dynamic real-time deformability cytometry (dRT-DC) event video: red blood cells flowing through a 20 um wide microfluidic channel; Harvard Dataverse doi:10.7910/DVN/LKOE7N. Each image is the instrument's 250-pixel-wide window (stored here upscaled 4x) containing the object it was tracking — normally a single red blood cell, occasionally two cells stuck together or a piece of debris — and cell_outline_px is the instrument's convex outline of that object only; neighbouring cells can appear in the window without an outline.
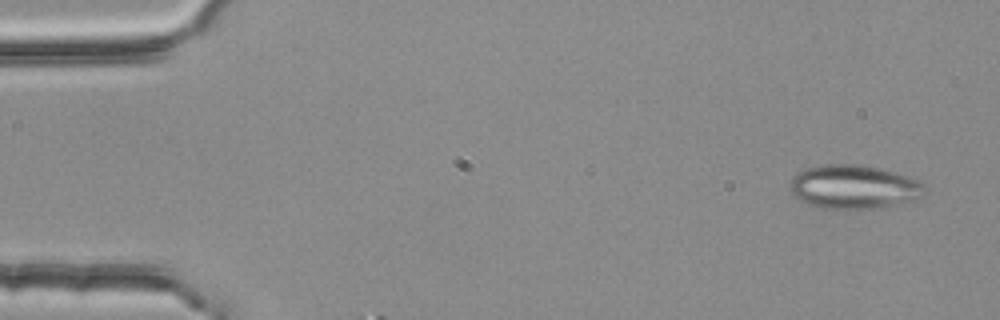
{"species": "common noctule bat (a hibernating species)", "species_latin": "Nyctalus noctula", "temperature_condition": "room temperature", "stored_images_in_passage": 4, "segment_of_instrument_passage": [1, 2], "camera_frame_rate_fps": 3000, "um_per_image_px": 0.085, "animal": {"sex": "female", "body_mass_g": 25.1}, "frame": {"image": 1, "passage_image": 1, "time_ms": 0.0, "image_size_px": [1000, 320], "cell_outline_px": [[924, 196], [916, 200], [884, 208], [824, 208], [808, 204], [792, 196], [792, 176], [796, 172], [808, 168], [824, 164], [856, 164], [880, 168], [908, 176], [920, 180], [924, 184]], "centroid_in_image_um": [72.62, 15.89], "position_along_channel_um": 12.4, "area_um2": 34.56}}